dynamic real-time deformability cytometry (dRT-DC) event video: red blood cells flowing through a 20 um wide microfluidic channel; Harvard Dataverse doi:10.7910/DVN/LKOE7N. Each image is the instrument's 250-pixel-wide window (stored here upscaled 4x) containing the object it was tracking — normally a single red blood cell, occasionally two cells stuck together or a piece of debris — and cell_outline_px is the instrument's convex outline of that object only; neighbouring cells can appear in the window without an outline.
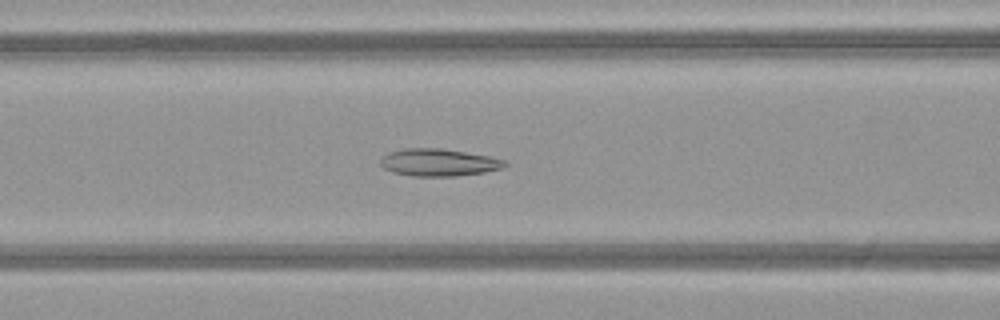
{"species": "common noctule bat (a hibernating species)", "species_latin": "Nyctalus noctula", "temperature_condition": "warm", "stored_images_in_passage": 15, "camera_frame_rate_fps": 3000, "um_per_image_px": 0.085, "animal": {"sex": "female", "body_mass_g": 21.9}, "frame": {"image": 1, "passage_image": 14, "time_ms": 4.333, "image_size_px": [1000, 320], "cell_outline_px": [[508, 164], [500, 168], [484, 172], [456, 176], [412, 176], [392, 172], [384, 168], [380, 164], [380, 160], [388, 152], [404, 148], [440, 148], [488, 156], [504, 160]], "centroid_in_image_um": [37.24, 13.81], "position_along_channel_um": 129.4, "area_um2": 19.65}}